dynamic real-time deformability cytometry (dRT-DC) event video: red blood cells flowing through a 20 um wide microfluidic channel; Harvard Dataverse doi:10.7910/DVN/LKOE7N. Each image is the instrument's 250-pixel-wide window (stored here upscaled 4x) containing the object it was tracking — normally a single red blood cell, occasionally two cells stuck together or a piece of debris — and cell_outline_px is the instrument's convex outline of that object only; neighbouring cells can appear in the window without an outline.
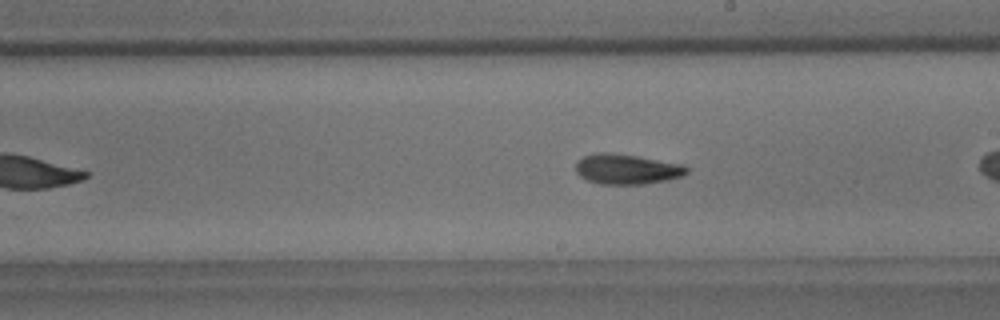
{"species": "common noctule bat (a hibernating species)", "species_latin": "Nyctalus noctula", "temperature_condition": "room temperature", "stored_images_in_passage": 27, "camera_frame_rate_fps": 3000, "um_per_image_px": 0.085, "animal": {"sex": "male", "body_mass_g": 18.8}, "frame": {"image": 1, "passage_image": 16, "time_ms": 5.0, "image_size_px": [1000, 320], "cell_outline_px": [[688, 172], [684, 176], [668, 180], [644, 184], [600, 184], [588, 180], [580, 176], [576, 172], [576, 164], [584, 156], [596, 152], [608, 152], [636, 156], [684, 164], [688, 168]], "centroid_in_image_um": [53.31, 14.38], "position_along_channel_um": 235.7, "area_um2": 19.54}}